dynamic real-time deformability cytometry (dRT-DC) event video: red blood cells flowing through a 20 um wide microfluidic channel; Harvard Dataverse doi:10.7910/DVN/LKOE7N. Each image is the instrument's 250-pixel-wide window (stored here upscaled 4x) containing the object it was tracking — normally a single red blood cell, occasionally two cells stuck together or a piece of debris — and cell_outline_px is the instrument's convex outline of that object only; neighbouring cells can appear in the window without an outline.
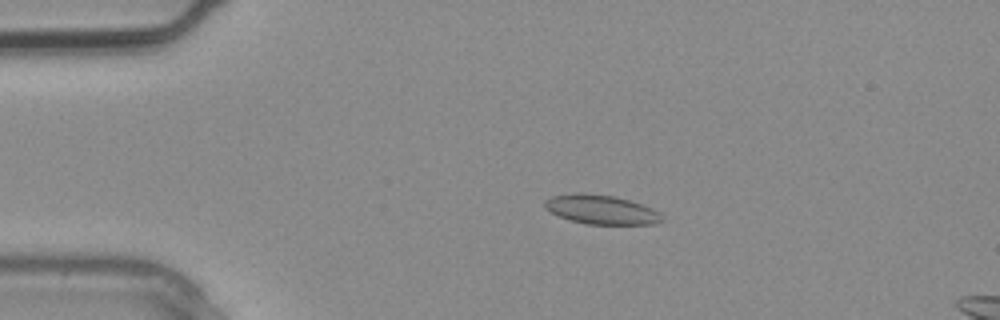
{"species": "common noctule bat (a hibernating species)", "species_latin": "Nyctalus noctula", "temperature_condition": "warm", "stored_images_in_passage": 2, "segment_of_instrument_passage": [1, 2], "camera_frame_rate_fps": 3000, "um_per_image_px": 0.085, "animal": {"sex": "male", "body_mass_g": 20.4}, "frame": {"image": 1, "passage_image": 1, "time_ms": 0.0, "image_size_px": [1000, 320], "cell_outline_px": [[664, 220], [656, 224], [584, 224], [560, 216], [544, 208], [544, 200], [552, 196], [572, 192], [584, 192], [616, 196], [652, 208], [660, 212]], "centroid_in_image_um": [51.09, 17.8], "position_along_channel_um": 33.9, "area_um2": 20.11}}